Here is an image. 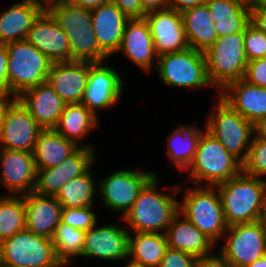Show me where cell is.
<instances>
[{
	"label": "cell",
	"instance_id": "6da1fadb",
	"mask_svg": "<svg viewBox=\"0 0 266 267\" xmlns=\"http://www.w3.org/2000/svg\"><path fill=\"white\" fill-rule=\"evenodd\" d=\"M228 226L266 219V181L240 173L216 185Z\"/></svg>",
	"mask_w": 266,
	"mask_h": 267
},
{
	"label": "cell",
	"instance_id": "7a4b0ae2",
	"mask_svg": "<svg viewBox=\"0 0 266 267\" xmlns=\"http://www.w3.org/2000/svg\"><path fill=\"white\" fill-rule=\"evenodd\" d=\"M46 10L66 33L72 61L104 62L107 55L99 48L94 33L91 10L69 4L64 0L46 2Z\"/></svg>",
	"mask_w": 266,
	"mask_h": 267
},
{
	"label": "cell",
	"instance_id": "3957f363",
	"mask_svg": "<svg viewBox=\"0 0 266 267\" xmlns=\"http://www.w3.org/2000/svg\"><path fill=\"white\" fill-rule=\"evenodd\" d=\"M155 175L139 192L138 198L123 217L134 232L165 233L172 219L179 213V202L171 195L157 192Z\"/></svg>",
	"mask_w": 266,
	"mask_h": 267
},
{
	"label": "cell",
	"instance_id": "277c9868",
	"mask_svg": "<svg viewBox=\"0 0 266 267\" xmlns=\"http://www.w3.org/2000/svg\"><path fill=\"white\" fill-rule=\"evenodd\" d=\"M195 183L206 180L216 186L242 172V163L206 130L201 134L194 159L188 169Z\"/></svg>",
	"mask_w": 266,
	"mask_h": 267
},
{
	"label": "cell",
	"instance_id": "5b68a950",
	"mask_svg": "<svg viewBox=\"0 0 266 267\" xmlns=\"http://www.w3.org/2000/svg\"><path fill=\"white\" fill-rule=\"evenodd\" d=\"M244 34L241 31L218 37L204 52L207 76L212 86L221 92L229 83L243 79L247 58L244 47Z\"/></svg>",
	"mask_w": 266,
	"mask_h": 267
},
{
	"label": "cell",
	"instance_id": "8992f818",
	"mask_svg": "<svg viewBox=\"0 0 266 267\" xmlns=\"http://www.w3.org/2000/svg\"><path fill=\"white\" fill-rule=\"evenodd\" d=\"M8 52V92L23 91L46 82L52 62L26 40L5 44Z\"/></svg>",
	"mask_w": 266,
	"mask_h": 267
},
{
	"label": "cell",
	"instance_id": "52a82bcc",
	"mask_svg": "<svg viewBox=\"0 0 266 267\" xmlns=\"http://www.w3.org/2000/svg\"><path fill=\"white\" fill-rule=\"evenodd\" d=\"M183 202H179V213L194 224L215 244L228 228L224 218L221 199L216 186L187 190Z\"/></svg>",
	"mask_w": 266,
	"mask_h": 267
},
{
	"label": "cell",
	"instance_id": "ba28073f",
	"mask_svg": "<svg viewBox=\"0 0 266 267\" xmlns=\"http://www.w3.org/2000/svg\"><path fill=\"white\" fill-rule=\"evenodd\" d=\"M0 266L63 267L52 240L26 228L0 243Z\"/></svg>",
	"mask_w": 266,
	"mask_h": 267
},
{
	"label": "cell",
	"instance_id": "9c48e42d",
	"mask_svg": "<svg viewBox=\"0 0 266 267\" xmlns=\"http://www.w3.org/2000/svg\"><path fill=\"white\" fill-rule=\"evenodd\" d=\"M216 106V110L208 117L205 130L242 163L252 143L250 138L255 135L254 124L234 111L220 97Z\"/></svg>",
	"mask_w": 266,
	"mask_h": 267
},
{
	"label": "cell",
	"instance_id": "30bf717a",
	"mask_svg": "<svg viewBox=\"0 0 266 267\" xmlns=\"http://www.w3.org/2000/svg\"><path fill=\"white\" fill-rule=\"evenodd\" d=\"M156 68L162 83L179 88L212 86L201 51L187 48L157 57Z\"/></svg>",
	"mask_w": 266,
	"mask_h": 267
},
{
	"label": "cell",
	"instance_id": "8fae6325",
	"mask_svg": "<svg viewBox=\"0 0 266 267\" xmlns=\"http://www.w3.org/2000/svg\"><path fill=\"white\" fill-rule=\"evenodd\" d=\"M221 254L234 266L246 267L265 255L266 219L228 226Z\"/></svg>",
	"mask_w": 266,
	"mask_h": 267
},
{
	"label": "cell",
	"instance_id": "7c38bea8",
	"mask_svg": "<svg viewBox=\"0 0 266 267\" xmlns=\"http://www.w3.org/2000/svg\"><path fill=\"white\" fill-rule=\"evenodd\" d=\"M155 175L149 171L118 170L101 179L97 187L105 206L114 211H123L124 217L138 198L139 192Z\"/></svg>",
	"mask_w": 266,
	"mask_h": 267
},
{
	"label": "cell",
	"instance_id": "4fadbf2b",
	"mask_svg": "<svg viewBox=\"0 0 266 267\" xmlns=\"http://www.w3.org/2000/svg\"><path fill=\"white\" fill-rule=\"evenodd\" d=\"M123 82L120 74L102 62H89L87 85L82 104L95 116L97 110L109 108L121 98Z\"/></svg>",
	"mask_w": 266,
	"mask_h": 267
},
{
	"label": "cell",
	"instance_id": "5bb4252c",
	"mask_svg": "<svg viewBox=\"0 0 266 267\" xmlns=\"http://www.w3.org/2000/svg\"><path fill=\"white\" fill-rule=\"evenodd\" d=\"M43 130L16 99L8 108L0 125V143H3L0 148L32 153Z\"/></svg>",
	"mask_w": 266,
	"mask_h": 267
},
{
	"label": "cell",
	"instance_id": "9a60e30c",
	"mask_svg": "<svg viewBox=\"0 0 266 267\" xmlns=\"http://www.w3.org/2000/svg\"><path fill=\"white\" fill-rule=\"evenodd\" d=\"M94 150L90 145H83L61 164L37 170L34 192L43 196H56L66 182L91 168L95 160Z\"/></svg>",
	"mask_w": 266,
	"mask_h": 267
},
{
	"label": "cell",
	"instance_id": "2e32d148",
	"mask_svg": "<svg viewBox=\"0 0 266 267\" xmlns=\"http://www.w3.org/2000/svg\"><path fill=\"white\" fill-rule=\"evenodd\" d=\"M153 37L157 57L189 48L181 12L167 8L144 16Z\"/></svg>",
	"mask_w": 266,
	"mask_h": 267
},
{
	"label": "cell",
	"instance_id": "e0dca14e",
	"mask_svg": "<svg viewBox=\"0 0 266 267\" xmlns=\"http://www.w3.org/2000/svg\"><path fill=\"white\" fill-rule=\"evenodd\" d=\"M25 40L52 63L72 61L68 37L46 9L34 21Z\"/></svg>",
	"mask_w": 266,
	"mask_h": 267
},
{
	"label": "cell",
	"instance_id": "ac0fdd59",
	"mask_svg": "<svg viewBox=\"0 0 266 267\" xmlns=\"http://www.w3.org/2000/svg\"><path fill=\"white\" fill-rule=\"evenodd\" d=\"M129 229L109 224L96 227V224L85 233L82 256L96 257L105 260L128 258Z\"/></svg>",
	"mask_w": 266,
	"mask_h": 267
},
{
	"label": "cell",
	"instance_id": "d6986e66",
	"mask_svg": "<svg viewBox=\"0 0 266 267\" xmlns=\"http://www.w3.org/2000/svg\"><path fill=\"white\" fill-rule=\"evenodd\" d=\"M88 74V61L53 62L46 81L65 104L81 103Z\"/></svg>",
	"mask_w": 266,
	"mask_h": 267
},
{
	"label": "cell",
	"instance_id": "ffe728a7",
	"mask_svg": "<svg viewBox=\"0 0 266 267\" xmlns=\"http://www.w3.org/2000/svg\"><path fill=\"white\" fill-rule=\"evenodd\" d=\"M0 182L13 193L34 192L37 170L33 153L0 148Z\"/></svg>",
	"mask_w": 266,
	"mask_h": 267
},
{
	"label": "cell",
	"instance_id": "44dd1931",
	"mask_svg": "<svg viewBox=\"0 0 266 267\" xmlns=\"http://www.w3.org/2000/svg\"><path fill=\"white\" fill-rule=\"evenodd\" d=\"M17 99L43 129H54L65 106L47 81L23 91Z\"/></svg>",
	"mask_w": 266,
	"mask_h": 267
},
{
	"label": "cell",
	"instance_id": "7402d4cb",
	"mask_svg": "<svg viewBox=\"0 0 266 267\" xmlns=\"http://www.w3.org/2000/svg\"><path fill=\"white\" fill-rule=\"evenodd\" d=\"M219 97L252 124L266 117V88L240 79L229 83Z\"/></svg>",
	"mask_w": 266,
	"mask_h": 267
},
{
	"label": "cell",
	"instance_id": "603a6c76",
	"mask_svg": "<svg viewBox=\"0 0 266 267\" xmlns=\"http://www.w3.org/2000/svg\"><path fill=\"white\" fill-rule=\"evenodd\" d=\"M91 17L99 48L109 58L118 52L130 19L112 1L91 10Z\"/></svg>",
	"mask_w": 266,
	"mask_h": 267
},
{
	"label": "cell",
	"instance_id": "cb8c5ba5",
	"mask_svg": "<svg viewBox=\"0 0 266 267\" xmlns=\"http://www.w3.org/2000/svg\"><path fill=\"white\" fill-rule=\"evenodd\" d=\"M26 229L36 235L52 238L61 222L62 206L55 196H43L35 192L24 194Z\"/></svg>",
	"mask_w": 266,
	"mask_h": 267
},
{
	"label": "cell",
	"instance_id": "d4e9b609",
	"mask_svg": "<svg viewBox=\"0 0 266 267\" xmlns=\"http://www.w3.org/2000/svg\"><path fill=\"white\" fill-rule=\"evenodd\" d=\"M46 9L42 0H23L0 14V43L22 41L34 21Z\"/></svg>",
	"mask_w": 266,
	"mask_h": 267
},
{
	"label": "cell",
	"instance_id": "484cf974",
	"mask_svg": "<svg viewBox=\"0 0 266 267\" xmlns=\"http://www.w3.org/2000/svg\"><path fill=\"white\" fill-rule=\"evenodd\" d=\"M123 51L138 67L150 71L153 67V58H157L154 49L153 37L145 19H130L122 37L118 52Z\"/></svg>",
	"mask_w": 266,
	"mask_h": 267
},
{
	"label": "cell",
	"instance_id": "4316f807",
	"mask_svg": "<svg viewBox=\"0 0 266 267\" xmlns=\"http://www.w3.org/2000/svg\"><path fill=\"white\" fill-rule=\"evenodd\" d=\"M168 247L178 249L193 256L209 255L215 243L194 224L178 213L165 231Z\"/></svg>",
	"mask_w": 266,
	"mask_h": 267
},
{
	"label": "cell",
	"instance_id": "83f0119b",
	"mask_svg": "<svg viewBox=\"0 0 266 267\" xmlns=\"http://www.w3.org/2000/svg\"><path fill=\"white\" fill-rule=\"evenodd\" d=\"M181 16L189 47L204 53L218 39L207 4L186 9Z\"/></svg>",
	"mask_w": 266,
	"mask_h": 267
},
{
	"label": "cell",
	"instance_id": "f1b7e54d",
	"mask_svg": "<svg viewBox=\"0 0 266 267\" xmlns=\"http://www.w3.org/2000/svg\"><path fill=\"white\" fill-rule=\"evenodd\" d=\"M80 147L54 129H44L40 133L32 152L36 170L48 169L61 164Z\"/></svg>",
	"mask_w": 266,
	"mask_h": 267
},
{
	"label": "cell",
	"instance_id": "f546056e",
	"mask_svg": "<svg viewBox=\"0 0 266 267\" xmlns=\"http://www.w3.org/2000/svg\"><path fill=\"white\" fill-rule=\"evenodd\" d=\"M218 37L245 31L250 23V5L240 0H207Z\"/></svg>",
	"mask_w": 266,
	"mask_h": 267
},
{
	"label": "cell",
	"instance_id": "4dcf8cb0",
	"mask_svg": "<svg viewBox=\"0 0 266 267\" xmlns=\"http://www.w3.org/2000/svg\"><path fill=\"white\" fill-rule=\"evenodd\" d=\"M168 247L165 234L135 232L129 235L128 258L145 267H159Z\"/></svg>",
	"mask_w": 266,
	"mask_h": 267
},
{
	"label": "cell",
	"instance_id": "1f68e13d",
	"mask_svg": "<svg viewBox=\"0 0 266 267\" xmlns=\"http://www.w3.org/2000/svg\"><path fill=\"white\" fill-rule=\"evenodd\" d=\"M97 121V116L82 103L65 104L54 130L80 146L79 139L88 135L96 127Z\"/></svg>",
	"mask_w": 266,
	"mask_h": 267
},
{
	"label": "cell",
	"instance_id": "d6a6232c",
	"mask_svg": "<svg viewBox=\"0 0 266 267\" xmlns=\"http://www.w3.org/2000/svg\"><path fill=\"white\" fill-rule=\"evenodd\" d=\"M203 130L182 125L168 136L167 154L180 170H187L194 159Z\"/></svg>",
	"mask_w": 266,
	"mask_h": 267
},
{
	"label": "cell",
	"instance_id": "836d02e7",
	"mask_svg": "<svg viewBox=\"0 0 266 267\" xmlns=\"http://www.w3.org/2000/svg\"><path fill=\"white\" fill-rule=\"evenodd\" d=\"M90 168L82 175L66 182L55 198L62 208H84L93 206L96 187Z\"/></svg>",
	"mask_w": 266,
	"mask_h": 267
},
{
	"label": "cell",
	"instance_id": "e575fe53",
	"mask_svg": "<svg viewBox=\"0 0 266 267\" xmlns=\"http://www.w3.org/2000/svg\"><path fill=\"white\" fill-rule=\"evenodd\" d=\"M0 197V243L26 227L24 195Z\"/></svg>",
	"mask_w": 266,
	"mask_h": 267
},
{
	"label": "cell",
	"instance_id": "d590c367",
	"mask_svg": "<svg viewBox=\"0 0 266 267\" xmlns=\"http://www.w3.org/2000/svg\"><path fill=\"white\" fill-rule=\"evenodd\" d=\"M85 231L60 222L51 238L57 259L63 266L72 261L74 256H82Z\"/></svg>",
	"mask_w": 266,
	"mask_h": 267
},
{
	"label": "cell",
	"instance_id": "8d00e7d4",
	"mask_svg": "<svg viewBox=\"0 0 266 267\" xmlns=\"http://www.w3.org/2000/svg\"><path fill=\"white\" fill-rule=\"evenodd\" d=\"M242 162V173L259 177L266 176V138L255 135Z\"/></svg>",
	"mask_w": 266,
	"mask_h": 267
},
{
	"label": "cell",
	"instance_id": "74e56055",
	"mask_svg": "<svg viewBox=\"0 0 266 267\" xmlns=\"http://www.w3.org/2000/svg\"><path fill=\"white\" fill-rule=\"evenodd\" d=\"M96 219L95 213L92 212V206L62 208L61 222L85 232L96 224Z\"/></svg>",
	"mask_w": 266,
	"mask_h": 267
},
{
	"label": "cell",
	"instance_id": "f35d334b",
	"mask_svg": "<svg viewBox=\"0 0 266 267\" xmlns=\"http://www.w3.org/2000/svg\"><path fill=\"white\" fill-rule=\"evenodd\" d=\"M244 47L248 62L263 58L266 51V34L251 22L245 28Z\"/></svg>",
	"mask_w": 266,
	"mask_h": 267
},
{
	"label": "cell",
	"instance_id": "ab89813d",
	"mask_svg": "<svg viewBox=\"0 0 266 267\" xmlns=\"http://www.w3.org/2000/svg\"><path fill=\"white\" fill-rule=\"evenodd\" d=\"M243 80L249 84L266 88V59L259 58L249 61Z\"/></svg>",
	"mask_w": 266,
	"mask_h": 267
},
{
	"label": "cell",
	"instance_id": "60d3db41",
	"mask_svg": "<svg viewBox=\"0 0 266 267\" xmlns=\"http://www.w3.org/2000/svg\"><path fill=\"white\" fill-rule=\"evenodd\" d=\"M195 261V256L167 247L159 267H194Z\"/></svg>",
	"mask_w": 266,
	"mask_h": 267
},
{
	"label": "cell",
	"instance_id": "b9f144b4",
	"mask_svg": "<svg viewBox=\"0 0 266 267\" xmlns=\"http://www.w3.org/2000/svg\"><path fill=\"white\" fill-rule=\"evenodd\" d=\"M112 2L129 18L144 19V11L140 0H112Z\"/></svg>",
	"mask_w": 266,
	"mask_h": 267
},
{
	"label": "cell",
	"instance_id": "7bdbcfd3",
	"mask_svg": "<svg viewBox=\"0 0 266 267\" xmlns=\"http://www.w3.org/2000/svg\"><path fill=\"white\" fill-rule=\"evenodd\" d=\"M194 267H234L222 254L197 257Z\"/></svg>",
	"mask_w": 266,
	"mask_h": 267
},
{
	"label": "cell",
	"instance_id": "ee69618b",
	"mask_svg": "<svg viewBox=\"0 0 266 267\" xmlns=\"http://www.w3.org/2000/svg\"><path fill=\"white\" fill-rule=\"evenodd\" d=\"M8 59L7 47L0 43V92H8Z\"/></svg>",
	"mask_w": 266,
	"mask_h": 267
},
{
	"label": "cell",
	"instance_id": "f6af8a7d",
	"mask_svg": "<svg viewBox=\"0 0 266 267\" xmlns=\"http://www.w3.org/2000/svg\"><path fill=\"white\" fill-rule=\"evenodd\" d=\"M250 22L266 34V11L258 4L250 7Z\"/></svg>",
	"mask_w": 266,
	"mask_h": 267
},
{
	"label": "cell",
	"instance_id": "bcb514c9",
	"mask_svg": "<svg viewBox=\"0 0 266 267\" xmlns=\"http://www.w3.org/2000/svg\"><path fill=\"white\" fill-rule=\"evenodd\" d=\"M207 0H168V8L183 12L186 9L205 4Z\"/></svg>",
	"mask_w": 266,
	"mask_h": 267
},
{
	"label": "cell",
	"instance_id": "7dc6e473",
	"mask_svg": "<svg viewBox=\"0 0 266 267\" xmlns=\"http://www.w3.org/2000/svg\"><path fill=\"white\" fill-rule=\"evenodd\" d=\"M65 2L78 6L80 8H84L87 10H94L95 8L109 3L112 0H64Z\"/></svg>",
	"mask_w": 266,
	"mask_h": 267
},
{
	"label": "cell",
	"instance_id": "c3c4849f",
	"mask_svg": "<svg viewBox=\"0 0 266 267\" xmlns=\"http://www.w3.org/2000/svg\"><path fill=\"white\" fill-rule=\"evenodd\" d=\"M10 96H12L13 99H10ZM16 99L17 97L10 92H0V125L6 115L8 108Z\"/></svg>",
	"mask_w": 266,
	"mask_h": 267
},
{
	"label": "cell",
	"instance_id": "681fc988",
	"mask_svg": "<svg viewBox=\"0 0 266 267\" xmlns=\"http://www.w3.org/2000/svg\"><path fill=\"white\" fill-rule=\"evenodd\" d=\"M140 2L146 13L168 8V0H140Z\"/></svg>",
	"mask_w": 266,
	"mask_h": 267
},
{
	"label": "cell",
	"instance_id": "f907efd6",
	"mask_svg": "<svg viewBox=\"0 0 266 267\" xmlns=\"http://www.w3.org/2000/svg\"><path fill=\"white\" fill-rule=\"evenodd\" d=\"M254 131H255L256 136L266 138V117L260 119L254 125Z\"/></svg>",
	"mask_w": 266,
	"mask_h": 267
},
{
	"label": "cell",
	"instance_id": "816d5d0a",
	"mask_svg": "<svg viewBox=\"0 0 266 267\" xmlns=\"http://www.w3.org/2000/svg\"><path fill=\"white\" fill-rule=\"evenodd\" d=\"M246 267H266V254Z\"/></svg>",
	"mask_w": 266,
	"mask_h": 267
},
{
	"label": "cell",
	"instance_id": "f5cc1de1",
	"mask_svg": "<svg viewBox=\"0 0 266 267\" xmlns=\"http://www.w3.org/2000/svg\"><path fill=\"white\" fill-rule=\"evenodd\" d=\"M127 265L125 267H145L142 264L133 262L131 259L128 263H126Z\"/></svg>",
	"mask_w": 266,
	"mask_h": 267
},
{
	"label": "cell",
	"instance_id": "db71d44e",
	"mask_svg": "<svg viewBox=\"0 0 266 267\" xmlns=\"http://www.w3.org/2000/svg\"><path fill=\"white\" fill-rule=\"evenodd\" d=\"M242 2H244L245 4L247 5H254V4H257L259 2V0H240Z\"/></svg>",
	"mask_w": 266,
	"mask_h": 267
},
{
	"label": "cell",
	"instance_id": "11a10c76",
	"mask_svg": "<svg viewBox=\"0 0 266 267\" xmlns=\"http://www.w3.org/2000/svg\"><path fill=\"white\" fill-rule=\"evenodd\" d=\"M264 11H266V0H259L257 3Z\"/></svg>",
	"mask_w": 266,
	"mask_h": 267
}]
</instances>
